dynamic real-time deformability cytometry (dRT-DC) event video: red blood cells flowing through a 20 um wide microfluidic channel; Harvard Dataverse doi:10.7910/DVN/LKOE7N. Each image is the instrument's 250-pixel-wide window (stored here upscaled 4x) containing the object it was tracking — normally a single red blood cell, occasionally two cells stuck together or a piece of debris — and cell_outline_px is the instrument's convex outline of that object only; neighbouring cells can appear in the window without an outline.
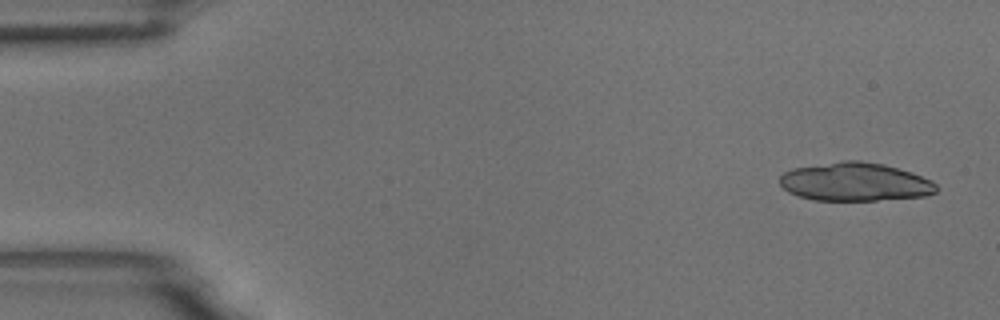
{"species": "common noctule bat (a hibernating species)", "species_latin": "Nyctalus noctula", "temperature_condition": "room temperature", "stored_images_in_passage": 6, "camera_frame_rate_fps": 3000, "um_per_image_px": 0.085, "animal": {"sex": "male", "body_mass_g": 18.8}, "frame": {"image": 1, "passage_image": 1, "time_ms": 0.0, "image_size_px": [1000, 320], "cell_outline_px": [[936, 192], [924, 196], [876, 200], [812, 200], [788, 192], [780, 184], [780, 176], [784, 172], [792, 168], [844, 160], [860, 160], [884, 164], [912, 172], [932, 180], [936, 184]], "centroid_in_image_um": [72.67, 15.45], "position_along_channel_um": 12.3, "area_um2": 35.08}}